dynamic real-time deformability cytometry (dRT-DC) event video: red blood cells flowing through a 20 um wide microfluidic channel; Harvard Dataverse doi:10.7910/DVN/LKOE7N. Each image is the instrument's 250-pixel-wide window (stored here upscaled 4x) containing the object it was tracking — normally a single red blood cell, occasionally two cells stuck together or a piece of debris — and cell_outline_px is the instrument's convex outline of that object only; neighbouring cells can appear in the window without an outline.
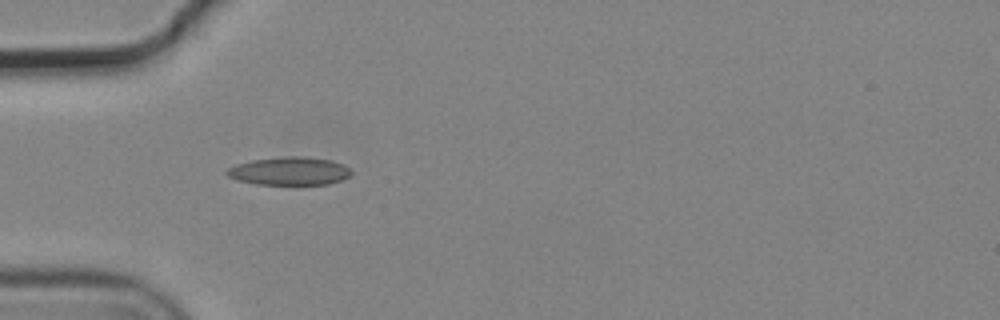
{"species": "common noctule bat (a hibernating species)", "species_latin": "Nyctalus noctula", "temperature_condition": "cold", "stored_images_in_passage": 6, "camera_frame_rate_fps": 3000, "um_per_image_px": 0.085, "animal": {"sex": "male", "body_mass_g": 19.2, "forearm_length_mm": 51.8}, "frame": {"image": 1, "passage_image": 5, "time_ms": 1.333, "image_size_px": [1000, 320], "cell_outline_px": [[352, 172], [344, 180], [328, 184], [256, 184], [236, 180], [228, 176], [224, 172], [228, 168], [236, 164], [252, 160], [284, 156], [304, 156], [332, 160], [344, 164]], "centroid_in_image_um": [24.6, 14.53], "position_along_channel_um": 60.4, "area_um2": 20.52}}
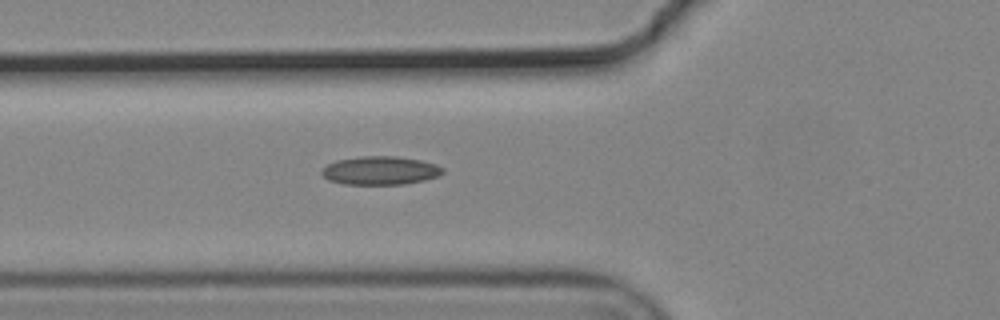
{"frame": {"image": 2, "passage_image": 6, "time_ms": 1.667, "image_size_px": [1000, 320], "cell_outline_px": [[444, 172], [436, 176], [424, 180], [404, 184], [344, 184], [328, 180], [320, 172], [328, 164], [336, 160], [360, 156], [396, 156], [420, 160], [436, 164], [444, 168]], "centroid_in_image_um": [32.32, 14.49], "position_along_channel_um": 93.5, "area_um2": 20.0}}